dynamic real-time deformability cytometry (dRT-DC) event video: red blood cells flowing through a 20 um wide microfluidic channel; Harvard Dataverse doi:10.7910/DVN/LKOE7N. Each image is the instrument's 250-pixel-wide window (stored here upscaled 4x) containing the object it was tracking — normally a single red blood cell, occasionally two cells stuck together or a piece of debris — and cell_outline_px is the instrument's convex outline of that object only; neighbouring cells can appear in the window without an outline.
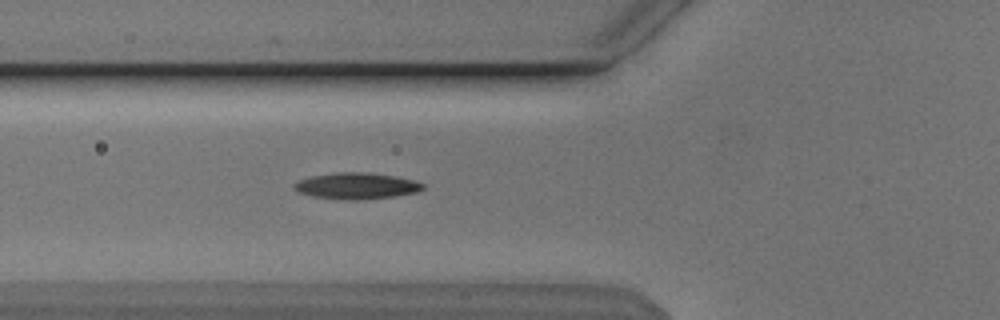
{"species": "Egyptian fruit bat (a non-hibernating species)", "species_latin": "Rousettus aegyptiacus", "temperature_condition": "cold", "stored_images_in_passage": 48, "segment_of_instrument_passage": [1, 2], "camera_frame_rate_fps": 3000, "um_per_image_px": 0.085, "animal": {"sex": "male"}, "frame": {"image": 1, "passage_image": 13, "time_ms": 4.0, "image_size_px": [1000, 320], "cell_outline_px": [[424, 188], [416, 192], [396, 196], [364, 200], [344, 200], [312, 196], [296, 192], [292, 188], [292, 184], [296, 180], [312, 176], [336, 172], [364, 172], [396, 176], [412, 180], [424, 184]], "centroid_in_image_um": [30.23, 15.81], "position_along_channel_um": 95.6, "area_um2": 20.0}}
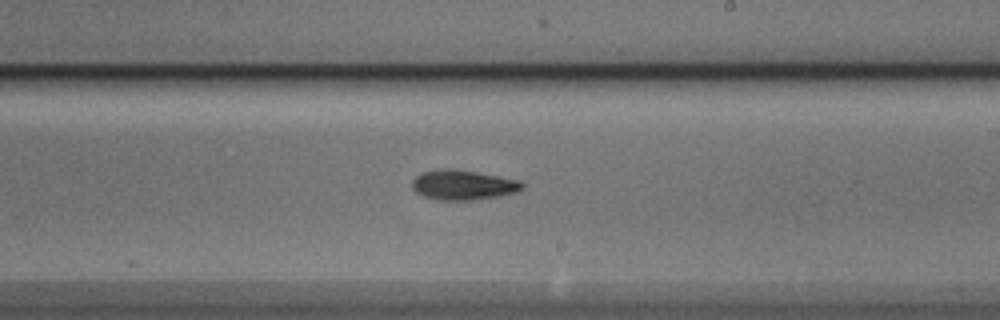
{"frame": {"image": 2, "passage_image": 25, "time_ms": 8.0, "image_size_px": [1000, 320], "cell_outline_px": [[524, 188], [516, 192], [500, 196], [472, 200], [440, 200], [424, 196], [416, 192], [412, 188], [412, 180], [416, 176], [424, 172], [444, 168], [448, 168], [476, 172], [520, 180], [524, 184]], "centroid_in_image_um": [39.38, 15.72], "position_along_channel_um": 249.6, "area_um2": 19.07}}
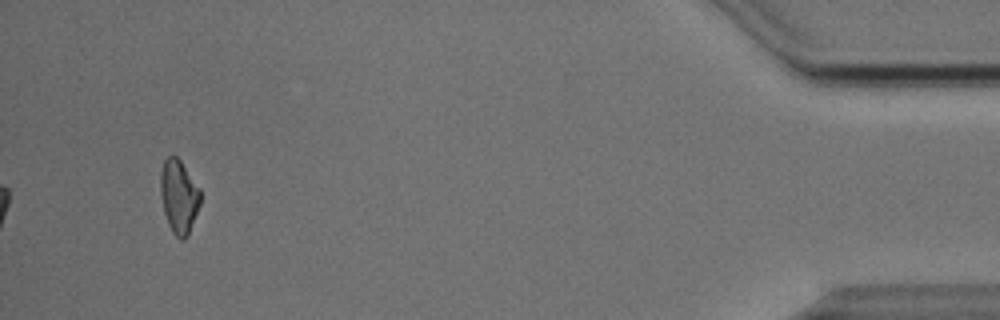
{"frame": {"image": 3, "passage_image": 44, "time_ms": 14.333, "image_size_px": [1000, 320], "cell_outline_px": [[200, 204], [188, 236], [184, 240], [180, 240], [172, 232], [168, 224], [164, 212], [160, 192], [160, 172], [164, 160], [168, 156], [176, 156], [180, 160], [200, 188]], "centroid_in_image_um": [15.2, 16.71], "position_along_channel_um": 420.0, "area_um2": 17.17}}